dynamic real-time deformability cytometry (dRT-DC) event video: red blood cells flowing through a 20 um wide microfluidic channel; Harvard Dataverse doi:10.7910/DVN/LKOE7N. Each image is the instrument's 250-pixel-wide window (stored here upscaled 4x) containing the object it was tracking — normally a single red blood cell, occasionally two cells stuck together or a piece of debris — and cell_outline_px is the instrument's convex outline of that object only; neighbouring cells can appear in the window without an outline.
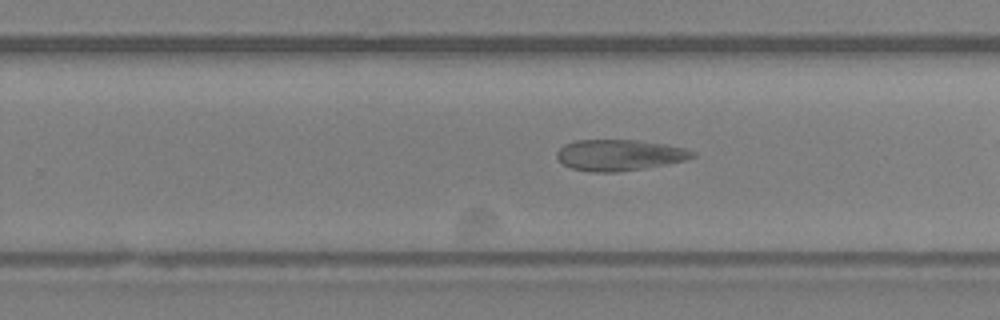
{"species": "Egyptian fruit bat (a non-hibernating species)", "species_latin": "Rousettus aegyptiacus", "temperature_condition": "room temperature", "stored_images_in_passage": 30, "camera_frame_rate_fps": 3000, "um_per_image_px": 0.085, "animal": {"sex": "female"}, "frame": {"image": 1, "passage_image": 22, "time_ms": 7.0, "image_size_px": [1000, 320], "cell_outline_px": [[696, 156], [684, 160], [644, 168], [616, 172], [592, 172], [572, 168], [564, 164], [556, 156], [556, 152], [564, 144], [576, 140], [636, 140], [664, 144], [684, 148], [696, 152]], "centroid_in_image_um": [52.63, 13.17], "position_along_channel_um": 277.2, "area_um2": 24.33}}
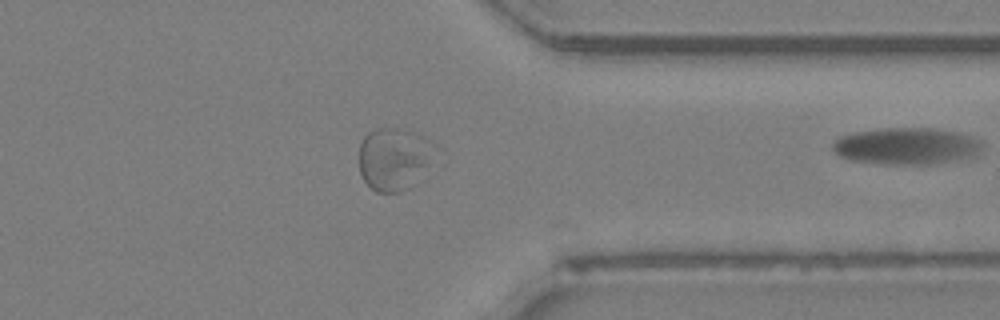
{"frame": {"image": 2, "passage_image": 30, "time_ms": 9.667, "image_size_px": [1000, 320], "cell_outline_px": [[984, 148], [976, 156], [964, 160], [936, 164], [884, 164], [852, 160], [840, 156], [832, 148], [832, 144], [840, 136], [856, 132], [884, 128], [932, 128], [956, 132], [972, 136], [980, 140]], "centroid_in_image_um": [77.14, 12.43], "position_along_channel_um": 334.3, "area_um2": 32.37}}